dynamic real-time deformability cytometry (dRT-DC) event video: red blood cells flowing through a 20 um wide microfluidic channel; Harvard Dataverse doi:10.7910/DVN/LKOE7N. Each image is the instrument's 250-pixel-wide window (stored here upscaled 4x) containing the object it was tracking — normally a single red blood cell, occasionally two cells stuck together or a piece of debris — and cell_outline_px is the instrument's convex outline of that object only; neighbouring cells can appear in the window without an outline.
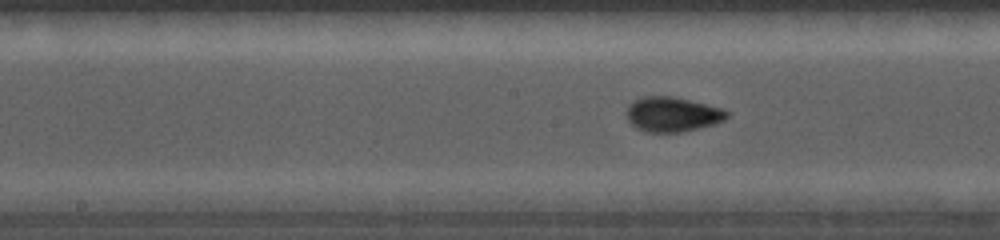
{"species": "common noctule bat (a hibernating species)", "species_latin": "Nyctalus noctula", "temperature_condition": "cold", "stored_images_in_passage": 80, "camera_frame_rate_fps": 5000, "um_per_image_px": 0.085, "animal": {"sex": "female", "body_mass_g": 19.0, "forearm_length_mm": 56.7}, "frame": {"image": 1, "passage_image": 35, "time_ms": 6.4, "image_size_px": [1000, 240], "cell_outline_px": [[732, 112], [724, 120], [716, 124], [680, 132], [644, 132], [636, 128], [628, 120], [628, 104], [644, 96], [672, 96], [720, 108]], "centroid_in_image_um": [57.17, 9.73], "position_along_channel_um": 191.0, "area_um2": 20.17}}
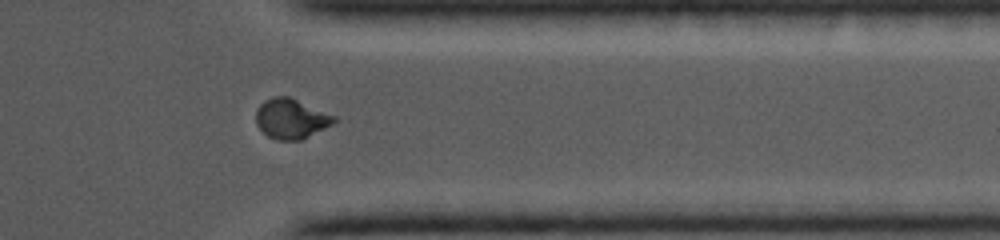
{"frame": {"image": 2, "passage_image": 67, "time_ms": 10.6, "image_size_px": [1000, 240], "cell_outline_px": [[336, 120], [332, 124], [300, 140], [276, 140], [268, 136], [256, 124], [256, 108], [264, 100], [272, 96], [292, 96], [336, 116]], "centroid_in_image_um": [24.73, 10.05], "position_along_channel_um": 386.7, "area_um2": 18.32}}
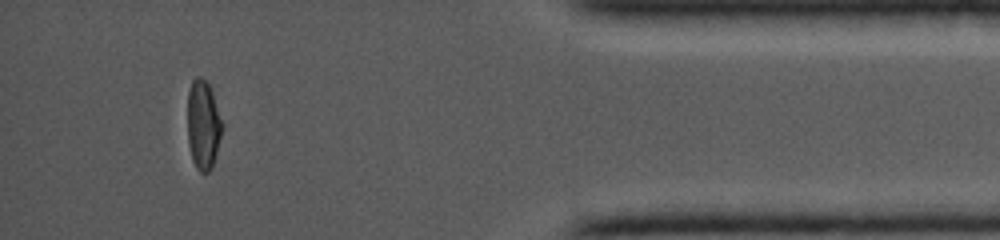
{"frame": {"image": 3, "passage_image": 75, "time_ms": 12.0, "image_size_px": [1000, 240], "cell_outline_px": [[220, 136], [212, 168], [208, 172], [200, 172], [196, 168], [192, 160], [188, 144], [188, 92], [192, 80], [196, 76], [200, 76], [208, 84], [212, 92], [220, 120]], "centroid_in_image_um": [17.22, 10.62], "position_along_channel_um": 418.0, "area_um2": 17.46}}